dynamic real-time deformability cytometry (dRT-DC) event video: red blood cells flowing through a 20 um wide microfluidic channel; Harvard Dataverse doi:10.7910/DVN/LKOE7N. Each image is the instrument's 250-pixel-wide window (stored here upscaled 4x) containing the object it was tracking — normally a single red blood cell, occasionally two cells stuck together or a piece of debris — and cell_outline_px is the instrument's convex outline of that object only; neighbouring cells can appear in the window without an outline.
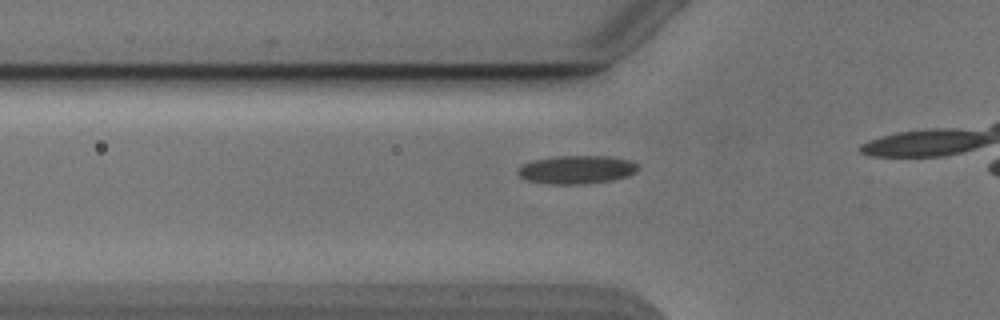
{"species": "Egyptian fruit bat (a non-hibernating species)", "species_latin": "Rousettus aegyptiacus", "temperature_condition": "cold", "stored_images_in_passage": 10, "camera_frame_rate_fps": 3000, "um_per_image_px": 0.085, "animal": {"sex": "male"}, "frame": {"image": 1, "passage_image": 5, "time_ms": 1.333, "image_size_px": [1000, 320], "cell_outline_px": [[640, 168], [628, 176], [612, 180], [584, 184], [548, 184], [528, 180], [520, 176], [516, 172], [516, 168], [532, 160], [556, 156], [608, 156], [628, 160], [636, 164]], "centroid_in_image_um": [48.98, 14.42], "position_along_channel_um": 76.8, "area_um2": 19.83}}
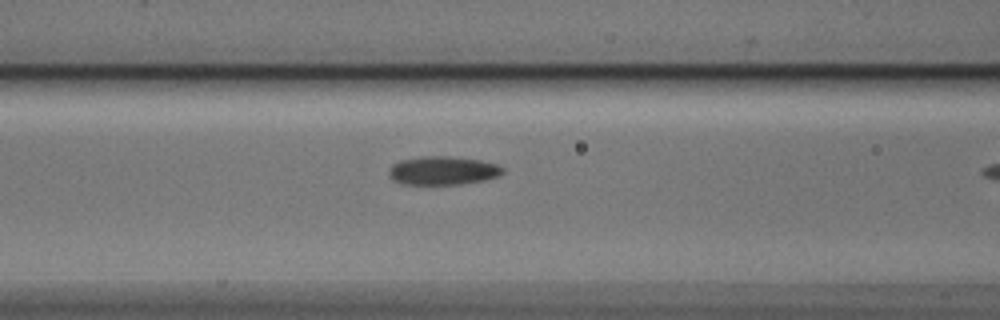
{"frame": {"image": 2, "passage_image": 9, "time_ms": 2.667, "image_size_px": [1000, 320], "cell_outline_px": [[504, 172], [496, 176], [484, 180], [460, 184], [400, 184], [392, 180], [388, 176], [388, 168], [392, 164], [400, 160], [424, 156], [448, 156], [480, 160], [496, 164], [504, 168]], "centroid_in_image_um": [37.58, 14.5], "position_along_channel_um": 129.0, "area_um2": 19.02}}